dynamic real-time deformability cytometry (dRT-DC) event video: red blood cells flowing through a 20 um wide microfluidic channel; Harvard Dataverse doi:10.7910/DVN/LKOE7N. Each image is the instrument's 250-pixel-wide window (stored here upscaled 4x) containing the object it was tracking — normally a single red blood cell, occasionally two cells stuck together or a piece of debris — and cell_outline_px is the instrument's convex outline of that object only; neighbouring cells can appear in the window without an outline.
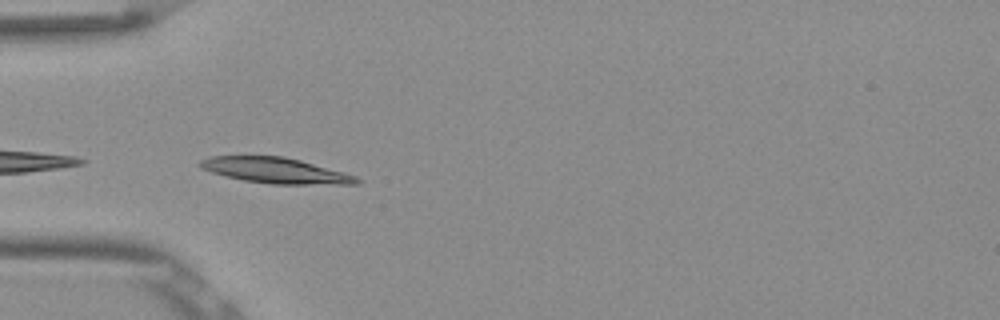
{"species": "Egyptian fruit bat (a non-hibernating species)", "species_latin": "Rousettus aegyptiacus", "temperature_condition": "room temperature", "stored_images_in_passage": 18, "camera_frame_rate_fps": 3000, "um_per_image_px": 0.085, "frame": {"image": 1, "passage_image": 1, "time_ms": 0.0, "image_size_px": [1000, 320], "cell_outline_px": [[360, 184], [272, 184], [244, 180], [224, 176], [200, 168], [196, 164], [200, 160], [212, 156], [284, 156], [300, 160], [344, 172], [356, 176], [360, 180]], "centroid_in_image_um": [23.4, 14.49], "position_along_channel_um": 61.6, "area_um2": 23.35}}
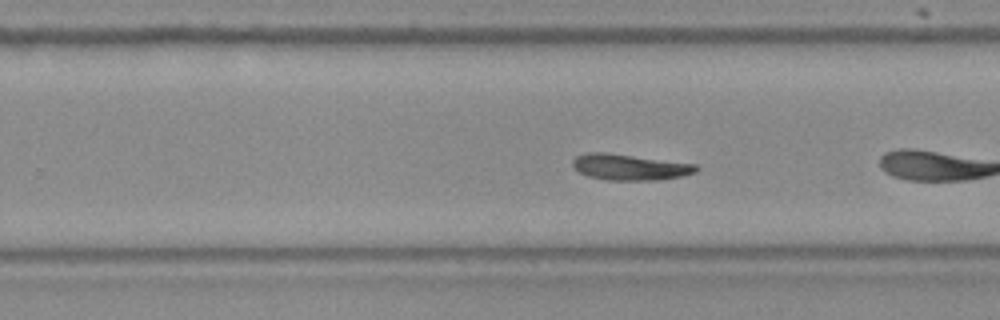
{"frame": {"image": 2, "passage_image": 16, "time_ms": 5.0, "image_size_px": [1000, 320], "cell_outline_px": [[700, 168], [696, 172], [680, 176], [660, 180], [608, 180], [588, 176], [580, 172], [572, 164], [572, 160], [576, 156], [584, 152], [604, 152], [696, 164]], "centroid_in_image_um": [53.52, 14.2], "position_along_channel_um": 276.3, "area_um2": 18.61}}